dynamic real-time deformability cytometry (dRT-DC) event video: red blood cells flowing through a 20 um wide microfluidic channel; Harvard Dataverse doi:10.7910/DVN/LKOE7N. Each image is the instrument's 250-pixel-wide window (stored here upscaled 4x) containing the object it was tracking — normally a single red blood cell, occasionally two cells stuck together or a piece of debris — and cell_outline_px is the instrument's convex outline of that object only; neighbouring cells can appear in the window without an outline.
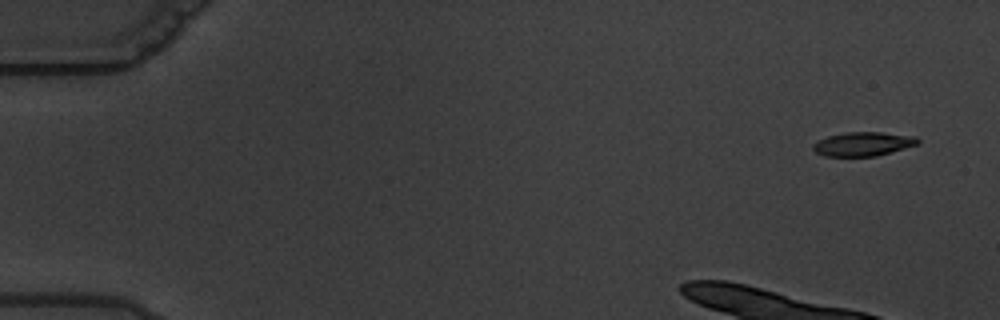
{"species": "common noctule bat (a hibernating species)", "species_latin": "Nyctalus noctula", "temperature_condition": "warm", "stored_images_in_passage": 5, "camera_frame_rate_fps": 3000, "um_per_image_px": 0.085, "animal": {"sex": "male", "body_mass_g": 19.5, "forearm_length_mm": 54.6}, "frame": {"image": 1, "passage_image": 1, "time_ms": 0.0, "image_size_px": [1000, 320], "cell_outline_px": [[920, 144], [876, 156], [824, 156], [816, 152], [812, 148], [812, 144], [816, 140], [828, 136], [844, 132], [880, 132], [916, 136], [920, 140]], "centroid_in_image_um": [73.36, 12.23], "position_along_channel_um": 11.6, "area_um2": 14.8}}